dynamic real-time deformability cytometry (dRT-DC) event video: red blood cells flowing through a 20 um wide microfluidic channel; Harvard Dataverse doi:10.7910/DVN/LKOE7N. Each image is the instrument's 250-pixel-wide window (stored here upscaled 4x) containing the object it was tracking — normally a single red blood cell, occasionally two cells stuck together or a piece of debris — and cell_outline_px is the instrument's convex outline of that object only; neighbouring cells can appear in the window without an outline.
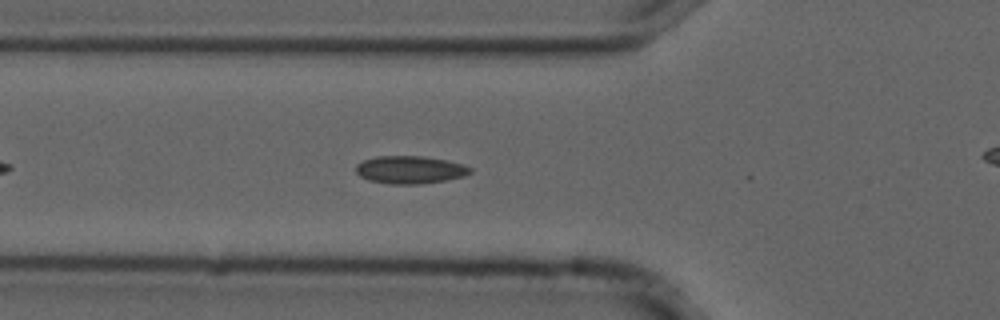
{"species": "common noctule bat (a hibernating species)", "species_latin": "Nyctalus noctula", "temperature_condition": "cold", "stored_images_in_passage": 21, "camera_frame_rate_fps": 3000, "um_per_image_px": 0.085, "animal": {"sex": "male", "forearm_length_mm": 52.5}, "frame": {"image": 1, "passage_image": 8, "time_ms": 2.333, "image_size_px": [1000, 320], "cell_outline_px": [[472, 172], [464, 176], [444, 180], [420, 184], [388, 184], [368, 180], [360, 176], [356, 172], [356, 164], [364, 160], [376, 156], [420, 156], [444, 160], [464, 164], [472, 168]], "centroid_in_image_um": [34.83, 14.43], "position_along_channel_um": 91.0, "area_um2": 18.44}}
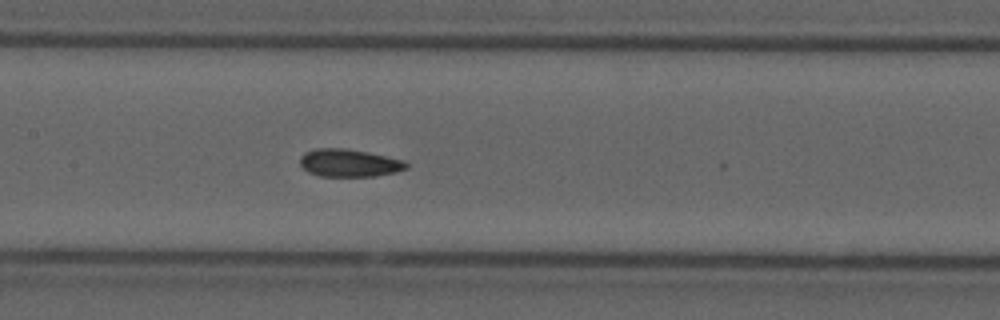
{"frame": {"image": 2, "passage_image": 15, "time_ms": 4.667, "image_size_px": [1000, 320], "cell_outline_px": [[408, 168], [396, 172], [376, 176], [320, 176], [308, 172], [300, 164], [300, 156], [304, 152], [316, 148], [344, 148], [368, 152], [404, 160], [408, 164]], "centroid_in_image_um": [29.68, 13.85], "position_along_channel_um": 177.7, "area_um2": 17.22}}
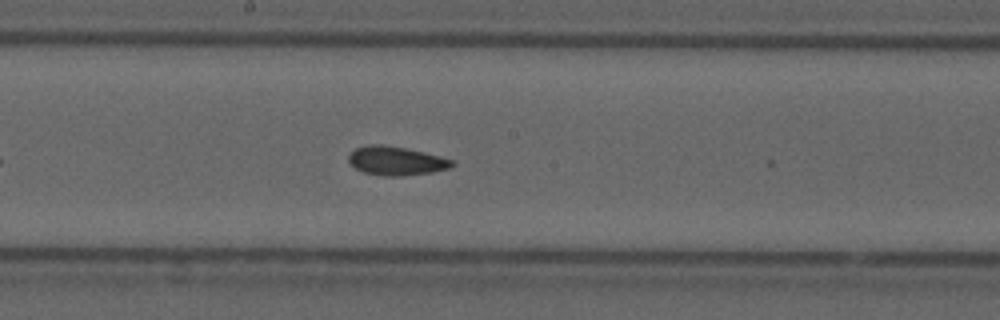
{"frame": {"image": 3, "passage_image": 18, "time_ms": 5.667, "image_size_px": [1000, 320], "cell_outline_px": [[456, 164], [448, 168], [432, 172], [400, 176], [380, 176], [364, 172], [356, 168], [348, 160], [348, 156], [356, 148], [368, 144], [380, 144], [404, 148], [424, 152], [456, 160]], "centroid_in_image_um": [33.7, 13.67], "position_along_channel_um": 214.5, "area_um2": 17.34}}